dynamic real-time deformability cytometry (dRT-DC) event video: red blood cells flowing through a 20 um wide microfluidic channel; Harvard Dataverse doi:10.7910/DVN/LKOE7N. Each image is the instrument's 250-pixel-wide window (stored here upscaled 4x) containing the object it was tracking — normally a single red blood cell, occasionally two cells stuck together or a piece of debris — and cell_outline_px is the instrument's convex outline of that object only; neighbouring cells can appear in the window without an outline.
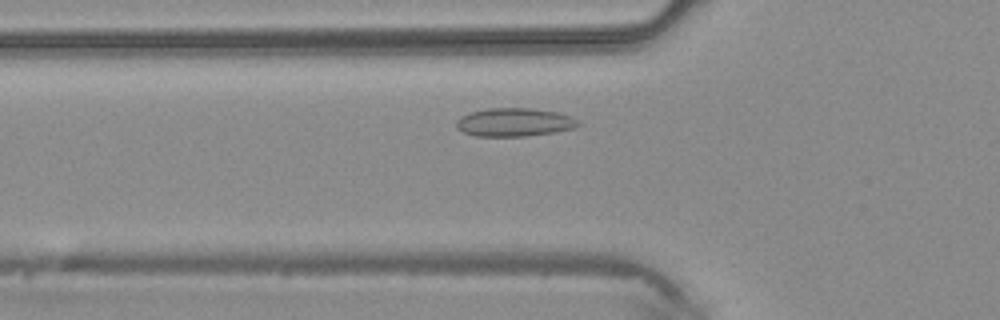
{"species": "common noctule bat (a hibernating species)", "species_latin": "Nyctalus noctula", "temperature_condition": "warm", "stored_images_in_passage": 35, "camera_frame_rate_fps": 3000, "um_per_image_px": 0.085, "animal": {"sex": "male", "body_mass_g": 20.4}, "frame": {"image": 1, "passage_image": 8, "time_ms": 2.333, "image_size_px": [1000, 320], "cell_outline_px": [[580, 124], [576, 128], [556, 132], [524, 136], [476, 136], [464, 132], [456, 128], [456, 120], [460, 116], [472, 112], [488, 108], [532, 108], [560, 112], [572, 116], [580, 120]], "centroid_in_image_um": [43.77, 10.38], "position_along_channel_um": 82.0, "area_um2": 20.4}}
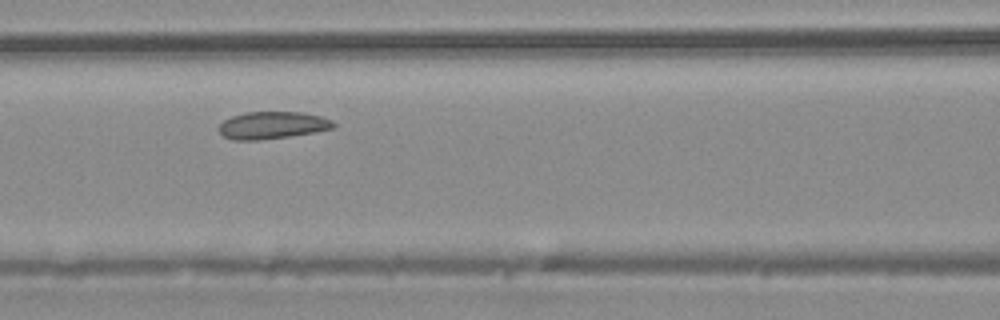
{"frame": {"image": 2, "passage_image": 12, "time_ms": 3.667, "image_size_px": [1000, 320], "cell_outline_px": [[336, 128], [292, 136], [260, 140], [232, 140], [224, 136], [220, 132], [220, 124], [224, 120], [232, 116], [244, 112], [304, 112], [320, 116], [332, 120], [336, 124]], "centroid_in_image_um": [23.19, 10.64], "position_along_channel_um": 143.4, "area_um2": 18.32}}
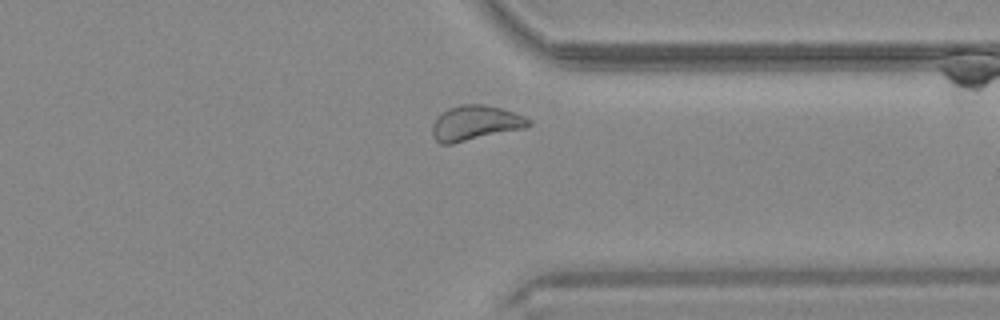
{"frame": {"image": 3, "passage_image": 27, "time_ms": 8.667, "image_size_px": [1000, 320], "cell_outline_px": [[532, 124], [524, 128], [452, 144], [440, 144], [436, 140], [432, 132], [432, 128], [436, 120], [448, 108], [460, 104], [484, 104], [500, 108], [524, 116], [532, 120]], "centroid_in_image_um": [40.42, 10.46], "position_along_channel_um": 371.0, "area_um2": 19.36}}